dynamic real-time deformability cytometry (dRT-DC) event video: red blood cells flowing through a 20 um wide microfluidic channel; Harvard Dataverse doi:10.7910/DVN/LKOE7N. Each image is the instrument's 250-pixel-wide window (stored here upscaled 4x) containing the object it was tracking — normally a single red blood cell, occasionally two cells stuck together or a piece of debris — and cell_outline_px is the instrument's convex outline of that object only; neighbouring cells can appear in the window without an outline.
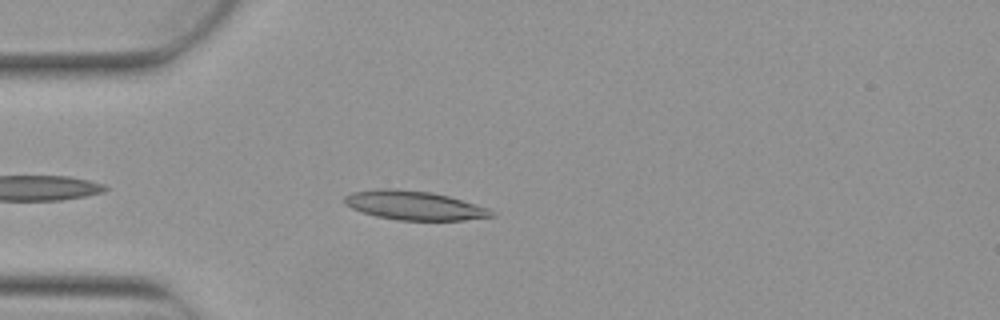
{"species": "Egyptian fruit bat (a non-hibernating species)", "species_latin": "Rousettus aegyptiacus", "temperature_condition": "warm", "stored_images_in_passage": 2, "camera_frame_rate_fps": 3000, "um_per_image_px": 0.085, "animal": {"sex": "female"}, "frame": {"image": 1, "passage_image": 2, "time_ms": 0.333, "image_size_px": [1000, 320], "cell_outline_px": [[496, 216], [464, 220], [396, 220], [376, 216], [352, 208], [344, 204], [344, 196], [352, 192], [376, 188], [396, 188], [432, 192], [448, 196], [488, 208]], "centroid_in_image_um": [35.17, 17.45], "position_along_channel_um": 49.8, "area_um2": 24.85}}